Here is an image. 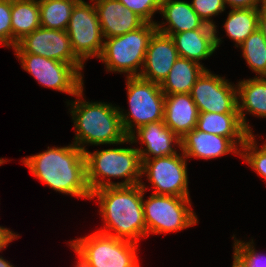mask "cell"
<instances>
[{
  "mask_svg": "<svg viewBox=\"0 0 266 267\" xmlns=\"http://www.w3.org/2000/svg\"><path fill=\"white\" fill-rule=\"evenodd\" d=\"M180 150L187 158L212 160L228 154L240 156L241 150L227 137L202 132L196 128L181 139Z\"/></svg>",
  "mask_w": 266,
  "mask_h": 267,
  "instance_id": "16",
  "label": "cell"
},
{
  "mask_svg": "<svg viewBox=\"0 0 266 267\" xmlns=\"http://www.w3.org/2000/svg\"><path fill=\"white\" fill-rule=\"evenodd\" d=\"M2 252V251H0ZM0 267H16L14 264L0 256Z\"/></svg>",
  "mask_w": 266,
  "mask_h": 267,
  "instance_id": "37",
  "label": "cell"
},
{
  "mask_svg": "<svg viewBox=\"0 0 266 267\" xmlns=\"http://www.w3.org/2000/svg\"><path fill=\"white\" fill-rule=\"evenodd\" d=\"M126 91L129 109L118 106V111L128 137L139 127L164 119L165 95L160 84L139 76L126 77Z\"/></svg>",
  "mask_w": 266,
  "mask_h": 267,
  "instance_id": "7",
  "label": "cell"
},
{
  "mask_svg": "<svg viewBox=\"0 0 266 267\" xmlns=\"http://www.w3.org/2000/svg\"><path fill=\"white\" fill-rule=\"evenodd\" d=\"M23 70L38 84L69 96H75L84 85V76L71 64L31 53H15Z\"/></svg>",
  "mask_w": 266,
  "mask_h": 267,
  "instance_id": "11",
  "label": "cell"
},
{
  "mask_svg": "<svg viewBox=\"0 0 266 267\" xmlns=\"http://www.w3.org/2000/svg\"><path fill=\"white\" fill-rule=\"evenodd\" d=\"M258 30L262 33L266 41V11L261 7L258 14Z\"/></svg>",
  "mask_w": 266,
  "mask_h": 267,
  "instance_id": "35",
  "label": "cell"
},
{
  "mask_svg": "<svg viewBox=\"0 0 266 267\" xmlns=\"http://www.w3.org/2000/svg\"><path fill=\"white\" fill-rule=\"evenodd\" d=\"M125 8L136 13L145 22L156 24L153 18L160 12L162 0H119Z\"/></svg>",
  "mask_w": 266,
  "mask_h": 267,
  "instance_id": "31",
  "label": "cell"
},
{
  "mask_svg": "<svg viewBox=\"0 0 266 267\" xmlns=\"http://www.w3.org/2000/svg\"><path fill=\"white\" fill-rule=\"evenodd\" d=\"M260 8L230 9L223 24L226 36L238 48L256 29Z\"/></svg>",
  "mask_w": 266,
  "mask_h": 267,
  "instance_id": "25",
  "label": "cell"
},
{
  "mask_svg": "<svg viewBox=\"0 0 266 267\" xmlns=\"http://www.w3.org/2000/svg\"><path fill=\"white\" fill-rule=\"evenodd\" d=\"M93 3L104 38L126 34L145 23L119 0H93Z\"/></svg>",
  "mask_w": 266,
  "mask_h": 267,
  "instance_id": "17",
  "label": "cell"
},
{
  "mask_svg": "<svg viewBox=\"0 0 266 267\" xmlns=\"http://www.w3.org/2000/svg\"><path fill=\"white\" fill-rule=\"evenodd\" d=\"M207 69L195 61L178 57L167 77L160 84L164 95L190 93L193 85Z\"/></svg>",
  "mask_w": 266,
  "mask_h": 267,
  "instance_id": "23",
  "label": "cell"
},
{
  "mask_svg": "<svg viewBox=\"0 0 266 267\" xmlns=\"http://www.w3.org/2000/svg\"><path fill=\"white\" fill-rule=\"evenodd\" d=\"M12 48L26 35L38 29L40 9L38 0H12Z\"/></svg>",
  "mask_w": 266,
  "mask_h": 267,
  "instance_id": "24",
  "label": "cell"
},
{
  "mask_svg": "<svg viewBox=\"0 0 266 267\" xmlns=\"http://www.w3.org/2000/svg\"><path fill=\"white\" fill-rule=\"evenodd\" d=\"M84 87L67 100L69 114L75 130L74 141L83 152L87 146L130 144L131 139L123 129L118 105L101 101H86Z\"/></svg>",
  "mask_w": 266,
  "mask_h": 267,
  "instance_id": "3",
  "label": "cell"
},
{
  "mask_svg": "<svg viewBox=\"0 0 266 267\" xmlns=\"http://www.w3.org/2000/svg\"><path fill=\"white\" fill-rule=\"evenodd\" d=\"M20 237L21 236H19V234H16V232L10 230L9 228L0 226V251L5 250L7 246L13 242V240Z\"/></svg>",
  "mask_w": 266,
  "mask_h": 267,
  "instance_id": "34",
  "label": "cell"
},
{
  "mask_svg": "<svg viewBox=\"0 0 266 267\" xmlns=\"http://www.w3.org/2000/svg\"><path fill=\"white\" fill-rule=\"evenodd\" d=\"M74 267H82L77 261H75Z\"/></svg>",
  "mask_w": 266,
  "mask_h": 267,
  "instance_id": "39",
  "label": "cell"
},
{
  "mask_svg": "<svg viewBox=\"0 0 266 267\" xmlns=\"http://www.w3.org/2000/svg\"><path fill=\"white\" fill-rule=\"evenodd\" d=\"M21 160L32 176L50 189L77 199L91 200L85 154L73 142L67 146H48L47 150Z\"/></svg>",
  "mask_w": 266,
  "mask_h": 267,
  "instance_id": "1",
  "label": "cell"
},
{
  "mask_svg": "<svg viewBox=\"0 0 266 267\" xmlns=\"http://www.w3.org/2000/svg\"><path fill=\"white\" fill-rule=\"evenodd\" d=\"M129 137L130 145L141 144L140 148L136 147L141 160L174 155L178 153L176 147L178 149L181 147L180 138L164 124L163 120L141 126Z\"/></svg>",
  "mask_w": 266,
  "mask_h": 267,
  "instance_id": "14",
  "label": "cell"
},
{
  "mask_svg": "<svg viewBox=\"0 0 266 267\" xmlns=\"http://www.w3.org/2000/svg\"><path fill=\"white\" fill-rule=\"evenodd\" d=\"M233 250L245 261L247 267H266V254L258 252L254 239L248 242L237 239L233 234Z\"/></svg>",
  "mask_w": 266,
  "mask_h": 267,
  "instance_id": "30",
  "label": "cell"
},
{
  "mask_svg": "<svg viewBox=\"0 0 266 267\" xmlns=\"http://www.w3.org/2000/svg\"><path fill=\"white\" fill-rule=\"evenodd\" d=\"M86 161V179L91 191L109 186H131L140 184L142 178V160L136 147H115L84 152ZM107 178V179H106ZM123 179L114 182L111 179Z\"/></svg>",
  "mask_w": 266,
  "mask_h": 267,
  "instance_id": "4",
  "label": "cell"
},
{
  "mask_svg": "<svg viewBox=\"0 0 266 267\" xmlns=\"http://www.w3.org/2000/svg\"><path fill=\"white\" fill-rule=\"evenodd\" d=\"M231 267H247L245 261L233 250Z\"/></svg>",
  "mask_w": 266,
  "mask_h": 267,
  "instance_id": "36",
  "label": "cell"
},
{
  "mask_svg": "<svg viewBox=\"0 0 266 267\" xmlns=\"http://www.w3.org/2000/svg\"><path fill=\"white\" fill-rule=\"evenodd\" d=\"M179 57L204 66L201 60L209 59L216 52L215 29H196L172 34ZM209 57V58H208ZM201 61V62H200Z\"/></svg>",
  "mask_w": 266,
  "mask_h": 267,
  "instance_id": "21",
  "label": "cell"
},
{
  "mask_svg": "<svg viewBox=\"0 0 266 267\" xmlns=\"http://www.w3.org/2000/svg\"><path fill=\"white\" fill-rule=\"evenodd\" d=\"M77 1L78 0H38L41 27L66 30Z\"/></svg>",
  "mask_w": 266,
  "mask_h": 267,
  "instance_id": "26",
  "label": "cell"
},
{
  "mask_svg": "<svg viewBox=\"0 0 266 267\" xmlns=\"http://www.w3.org/2000/svg\"><path fill=\"white\" fill-rule=\"evenodd\" d=\"M261 8L266 11V0H262Z\"/></svg>",
  "mask_w": 266,
  "mask_h": 267,
  "instance_id": "38",
  "label": "cell"
},
{
  "mask_svg": "<svg viewBox=\"0 0 266 267\" xmlns=\"http://www.w3.org/2000/svg\"><path fill=\"white\" fill-rule=\"evenodd\" d=\"M92 199L105 224L97 231L135 243L147 237L140 184L103 187L91 193Z\"/></svg>",
  "mask_w": 266,
  "mask_h": 267,
  "instance_id": "2",
  "label": "cell"
},
{
  "mask_svg": "<svg viewBox=\"0 0 266 267\" xmlns=\"http://www.w3.org/2000/svg\"><path fill=\"white\" fill-rule=\"evenodd\" d=\"M237 85L238 112L245 129L253 134L247 115L266 118V77L242 79Z\"/></svg>",
  "mask_w": 266,
  "mask_h": 267,
  "instance_id": "19",
  "label": "cell"
},
{
  "mask_svg": "<svg viewBox=\"0 0 266 267\" xmlns=\"http://www.w3.org/2000/svg\"><path fill=\"white\" fill-rule=\"evenodd\" d=\"M12 0H0V44L6 48L12 47Z\"/></svg>",
  "mask_w": 266,
  "mask_h": 267,
  "instance_id": "32",
  "label": "cell"
},
{
  "mask_svg": "<svg viewBox=\"0 0 266 267\" xmlns=\"http://www.w3.org/2000/svg\"><path fill=\"white\" fill-rule=\"evenodd\" d=\"M199 113H239L237 85L206 69L190 92Z\"/></svg>",
  "mask_w": 266,
  "mask_h": 267,
  "instance_id": "12",
  "label": "cell"
},
{
  "mask_svg": "<svg viewBox=\"0 0 266 267\" xmlns=\"http://www.w3.org/2000/svg\"><path fill=\"white\" fill-rule=\"evenodd\" d=\"M188 162L180 149L174 155L142 160V177L146 175L149 182L146 185L141 181L142 189L146 191L151 186L154 194L190 197Z\"/></svg>",
  "mask_w": 266,
  "mask_h": 267,
  "instance_id": "9",
  "label": "cell"
},
{
  "mask_svg": "<svg viewBox=\"0 0 266 267\" xmlns=\"http://www.w3.org/2000/svg\"><path fill=\"white\" fill-rule=\"evenodd\" d=\"M199 111L190 93L165 95L164 124L180 139L196 128Z\"/></svg>",
  "mask_w": 266,
  "mask_h": 267,
  "instance_id": "20",
  "label": "cell"
},
{
  "mask_svg": "<svg viewBox=\"0 0 266 267\" xmlns=\"http://www.w3.org/2000/svg\"><path fill=\"white\" fill-rule=\"evenodd\" d=\"M68 245L82 267H141L138 243L99 231L70 240Z\"/></svg>",
  "mask_w": 266,
  "mask_h": 267,
  "instance_id": "5",
  "label": "cell"
},
{
  "mask_svg": "<svg viewBox=\"0 0 266 267\" xmlns=\"http://www.w3.org/2000/svg\"><path fill=\"white\" fill-rule=\"evenodd\" d=\"M159 14L164 19L156 22V29L169 36L196 29H214L203 22L188 1L162 0Z\"/></svg>",
  "mask_w": 266,
  "mask_h": 267,
  "instance_id": "18",
  "label": "cell"
},
{
  "mask_svg": "<svg viewBox=\"0 0 266 267\" xmlns=\"http://www.w3.org/2000/svg\"><path fill=\"white\" fill-rule=\"evenodd\" d=\"M224 3L230 9L260 8L262 0H224Z\"/></svg>",
  "mask_w": 266,
  "mask_h": 267,
  "instance_id": "33",
  "label": "cell"
},
{
  "mask_svg": "<svg viewBox=\"0 0 266 267\" xmlns=\"http://www.w3.org/2000/svg\"><path fill=\"white\" fill-rule=\"evenodd\" d=\"M257 137L250 134L241 147L240 158L247 163L250 169L266 181V140L258 146Z\"/></svg>",
  "mask_w": 266,
  "mask_h": 267,
  "instance_id": "28",
  "label": "cell"
},
{
  "mask_svg": "<svg viewBox=\"0 0 266 267\" xmlns=\"http://www.w3.org/2000/svg\"><path fill=\"white\" fill-rule=\"evenodd\" d=\"M156 24L145 22L126 34L104 38L103 50L98 58L107 72L138 77L141 73L150 38Z\"/></svg>",
  "mask_w": 266,
  "mask_h": 267,
  "instance_id": "6",
  "label": "cell"
},
{
  "mask_svg": "<svg viewBox=\"0 0 266 267\" xmlns=\"http://www.w3.org/2000/svg\"><path fill=\"white\" fill-rule=\"evenodd\" d=\"M238 48L255 77H266V41L262 33L256 29Z\"/></svg>",
  "mask_w": 266,
  "mask_h": 267,
  "instance_id": "27",
  "label": "cell"
},
{
  "mask_svg": "<svg viewBox=\"0 0 266 267\" xmlns=\"http://www.w3.org/2000/svg\"><path fill=\"white\" fill-rule=\"evenodd\" d=\"M179 54L171 36L155 31L150 38L140 78L161 84Z\"/></svg>",
  "mask_w": 266,
  "mask_h": 267,
  "instance_id": "15",
  "label": "cell"
},
{
  "mask_svg": "<svg viewBox=\"0 0 266 267\" xmlns=\"http://www.w3.org/2000/svg\"><path fill=\"white\" fill-rule=\"evenodd\" d=\"M196 129L229 138L240 150L250 133L243 126L239 113H199Z\"/></svg>",
  "mask_w": 266,
  "mask_h": 267,
  "instance_id": "22",
  "label": "cell"
},
{
  "mask_svg": "<svg viewBox=\"0 0 266 267\" xmlns=\"http://www.w3.org/2000/svg\"><path fill=\"white\" fill-rule=\"evenodd\" d=\"M144 219L147 236L179 232L198 224V216L191 209L190 197H178L151 193L144 199Z\"/></svg>",
  "mask_w": 266,
  "mask_h": 267,
  "instance_id": "8",
  "label": "cell"
},
{
  "mask_svg": "<svg viewBox=\"0 0 266 267\" xmlns=\"http://www.w3.org/2000/svg\"><path fill=\"white\" fill-rule=\"evenodd\" d=\"M78 0L66 29L75 56L86 65L88 59H98L102 53L104 36L93 0Z\"/></svg>",
  "mask_w": 266,
  "mask_h": 267,
  "instance_id": "10",
  "label": "cell"
},
{
  "mask_svg": "<svg viewBox=\"0 0 266 267\" xmlns=\"http://www.w3.org/2000/svg\"><path fill=\"white\" fill-rule=\"evenodd\" d=\"M14 53H31L73 65L83 76L84 64L75 56L66 30L39 27L13 48Z\"/></svg>",
  "mask_w": 266,
  "mask_h": 267,
  "instance_id": "13",
  "label": "cell"
},
{
  "mask_svg": "<svg viewBox=\"0 0 266 267\" xmlns=\"http://www.w3.org/2000/svg\"><path fill=\"white\" fill-rule=\"evenodd\" d=\"M191 7L197 13V15L203 20L205 24L213 26L215 29V44L218 49L222 44V38L218 35V29L216 22L213 20V16L217 17L226 10L224 0H192L190 2Z\"/></svg>",
  "mask_w": 266,
  "mask_h": 267,
  "instance_id": "29",
  "label": "cell"
}]
</instances>
